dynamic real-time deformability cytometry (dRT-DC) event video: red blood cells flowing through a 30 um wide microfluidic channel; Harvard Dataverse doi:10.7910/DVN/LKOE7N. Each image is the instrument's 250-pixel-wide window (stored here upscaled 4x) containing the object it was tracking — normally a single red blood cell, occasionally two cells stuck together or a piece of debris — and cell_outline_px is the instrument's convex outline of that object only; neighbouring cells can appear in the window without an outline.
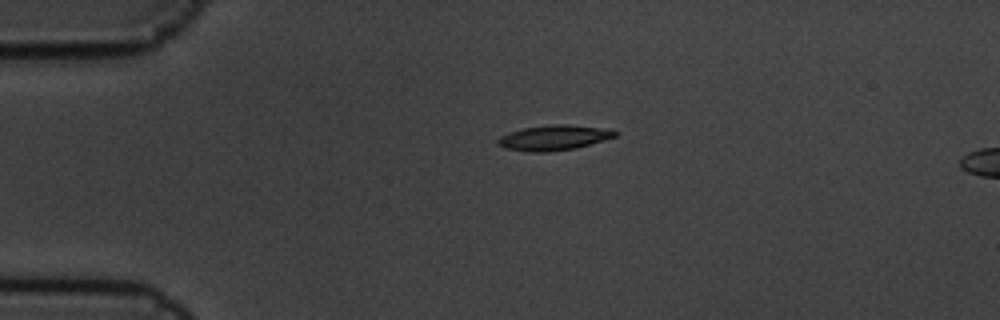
{"species": "common noctule bat (a hibernating species)", "species_latin": "Nyctalus noctula", "temperature_condition": "cold", "stored_images_in_passage": 2, "camera_frame_rate_fps": 3000, "um_per_image_px": 0.085, "animal": {"sex": "male", "body_mass_g": 19.5, "forearm_length_mm": 54.6}, "frame": {"image": 1, "passage_image": 1, "time_ms": 0.0, "image_size_px": [1000, 320], "cell_outline_px": [[616, 136], [576, 148], [548, 152], [532, 152], [504, 148], [496, 144], [496, 140], [500, 136], [508, 132], [524, 128], [552, 124], [568, 124], [612, 128], [616, 132]], "centroid_in_image_um": [47.07, 11.69], "position_along_channel_um": 37.9, "area_um2": 17.34}}